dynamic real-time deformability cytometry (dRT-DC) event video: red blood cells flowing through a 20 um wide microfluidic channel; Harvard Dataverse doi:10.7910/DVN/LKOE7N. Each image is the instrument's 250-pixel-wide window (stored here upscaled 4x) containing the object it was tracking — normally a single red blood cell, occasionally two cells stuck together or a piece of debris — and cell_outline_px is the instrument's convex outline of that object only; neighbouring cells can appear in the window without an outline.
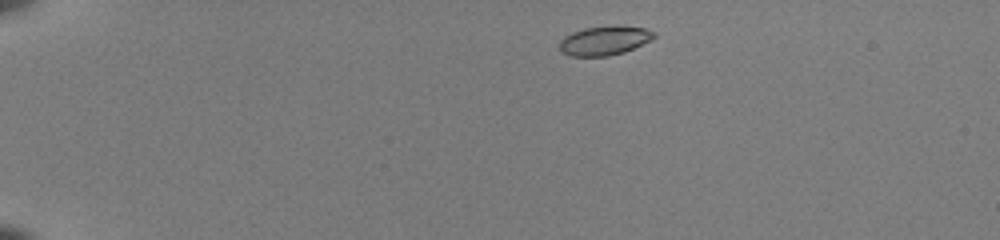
{"species": "common noctule bat (a hibernating species)", "species_latin": "Nyctalus noctula", "temperature_condition": "room temperature", "stored_images_in_passage": 43, "camera_frame_rate_fps": 3000, "um_per_image_px": 0.085, "animal": {"sex": "female", "body_mass_g": 22.0, "forearm_length_mm": 56.7}, "frame": {"image": 1, "passage_image": 2, "time_ms": 0.333, "image_size_px": [1000, 240], "cell_outline_px": [[656, 36], [652, 40], [624, 52], [608, 56], [572, 56], [560, 52], [560, 40], [564, 36], [572, 32], [584, 28], [616, 24], [644, 28], [656, 32]], "centroid_in_image_um": [51.4, 3.43], "position_along_channel_um": 33.6, "area_um2": 16.36}}
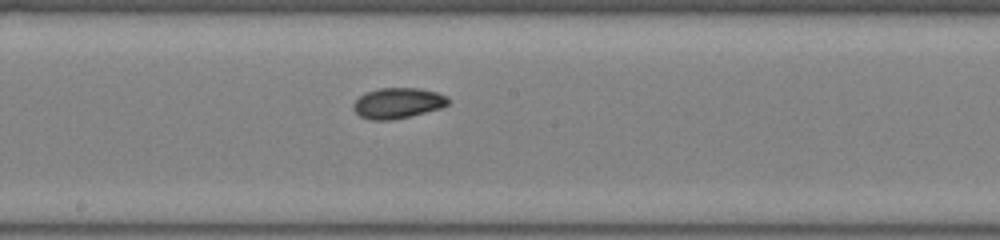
{"frame": {"image": 2, "passage_image": 22, "time_ms": 7.0, "image_size_px": [1000, 240], "cell_outline_px": [[452, 100], [448, 104], [440, 108], [392, 120], [372, 120], [360, 116], [352, 108], [352, 104], [364, 92], [380, 88], [420, 88], [436, 92], [448, 96]], "centroid_in_image_um": [33.81, 8.75], "position_along_channel_um": 214.4, "area_um2": 16.94}}
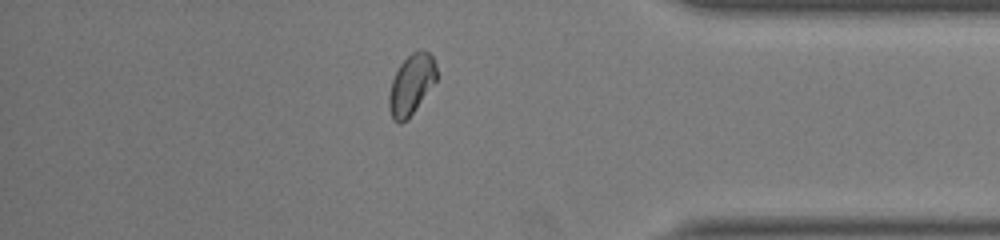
{"frame": {"image": 3, "passage_image": 37, "time_ms": 12.0, "image_size_px": [1000, 240], "cell_outline_px": [[436, 80], [412, 112], [400, 124], [392, 120], [388, 108], [388, 96], [392, 80], [400, 64], [412, 52], [420, 48], [428, 52], [432, 56], [436, 64]], "centroid_in_image_um": [34.93, 7.15], "position_along_channel_um": 400.3, "area_um2": 16.42}, "authors_computed_cell_mechanics": {"area_um2": 16.2996, "velocity_mm_per_s": 4.0153, "shape_relaxation_time_tau1_ms": 2.2291, "shape_relaxation_time_tau2_ms": 3.2844, "deformation_change_tau1": 0.1049, "deformation_change_tau2": 0.0656}}